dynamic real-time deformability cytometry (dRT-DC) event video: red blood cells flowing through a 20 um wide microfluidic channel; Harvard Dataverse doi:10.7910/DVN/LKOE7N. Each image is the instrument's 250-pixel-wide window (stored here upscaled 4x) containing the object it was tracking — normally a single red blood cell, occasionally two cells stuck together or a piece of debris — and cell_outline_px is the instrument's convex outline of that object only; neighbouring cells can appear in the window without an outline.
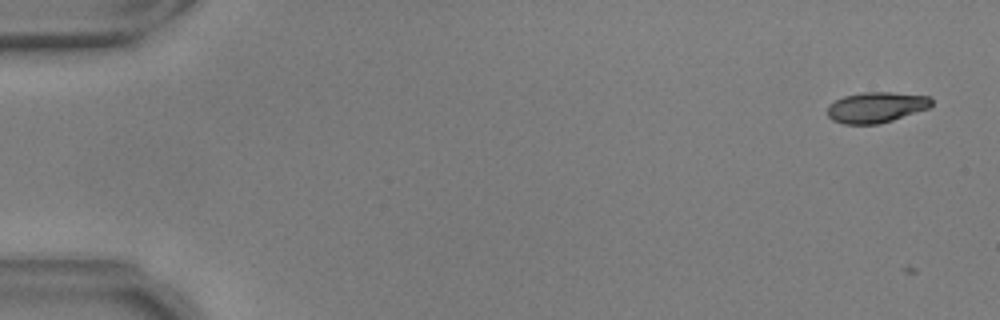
{"species": "common noctule bat (a hibernating species)", "species_latin": "Nyctalus noctula", "temperature_condition": "warm", "stored_images_in_passage": 13, "camera_frame_rate_fps": 3000, "um_per_image_px": 0.085, "animal": {"sex": "male", "body_mass_g": 17.9, "forearm_length_mm": 54.2}, "frame": {"image": 1, "passage_image": 4, "time_ms": 1.0, "image_size_px": [1000, 320], "cell_outline_px": [[932, 104], [928, 108], [880, 124], [844, 124], [832, 120], [828, 116], [828, 104], [844, 96], [864, 92], [892, 92], [928, 96], [932, 100]], "centroid_in_image_um": [74.45, 9.12], "position_along_channel_um": 10.5, "area_um2": 18.5}}